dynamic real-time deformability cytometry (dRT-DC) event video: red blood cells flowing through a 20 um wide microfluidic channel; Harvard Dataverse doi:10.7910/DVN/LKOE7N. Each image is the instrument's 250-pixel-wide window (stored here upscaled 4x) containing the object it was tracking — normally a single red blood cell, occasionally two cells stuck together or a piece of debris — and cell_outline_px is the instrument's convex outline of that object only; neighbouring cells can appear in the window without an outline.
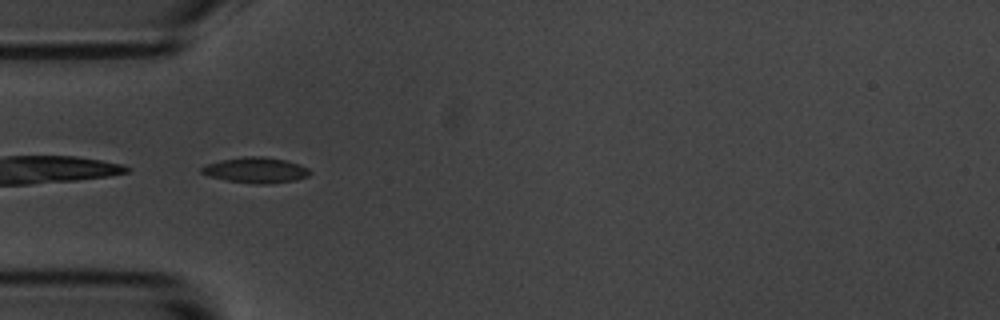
{"species": "common noctule bat (a hibernating species)", "species_latin": "Nyctalus noctula", "temperature_condition": "room temperature", "stored_images_in_passage": 4, "camera_frame_rate_fps": 3000, "um_per_image_px": 0.085, "animal": {"sex": "male", "body_mass_g": 20.1, "forearm_length_mm": 53.5}, "frame": {"image": 1, "passage_image": 4, "time_ms": 3.333, "image_size_px": [1000, 320], "cell_outline_px": [[312, 172], [308, 176], [296, 180], [268, 184], [256, 184], [228, 180], [212, 176], [200, 172], [200, 168], [204, 164], [220, 160], [244, 156], [264, 156], [284, 160], [308, 168]], "centroid_in_image_um": [21.73, 14.45], "position_along_channel_um": 63.3, "area_um2": 16.07}}